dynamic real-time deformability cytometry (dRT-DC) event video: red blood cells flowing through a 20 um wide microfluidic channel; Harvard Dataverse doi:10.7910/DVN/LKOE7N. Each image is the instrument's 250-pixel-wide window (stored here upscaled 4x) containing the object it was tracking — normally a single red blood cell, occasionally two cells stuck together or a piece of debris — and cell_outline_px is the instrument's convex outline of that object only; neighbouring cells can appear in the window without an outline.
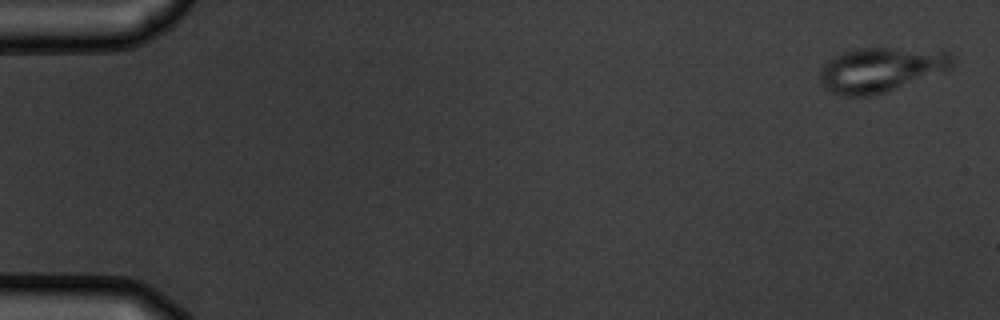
{"species": "common noctule bat (a hibernating species)", "species_latin": "Nyctalus noctula", "temperature_condition": "warm", "stored_images_in_passage": 5, "camera_frame_rate_fps": 3000, "um_per_image_px": 0.085, "animal": {"sex": "male", "body_mass_g": 19.5, "forearm_length_mm": 54.6}, "frame": {"image": 1, "passage_image": 1, "time_ms": 0.0, "image_size_px": [1000, 320], "cell_outline_px": [[956, 60], [952, 68], [884, 92], [868, 96], [840, 96], [828, 92], [824, 88], [820, 80], [820, 68], [828, 60], [844, 52], [860, 48], [888, 48], [948, 52]], "centroid_in_image_um": [74.82, 5.94], "position_along_channel_um": 10.2, "area_um2": 34.04}}